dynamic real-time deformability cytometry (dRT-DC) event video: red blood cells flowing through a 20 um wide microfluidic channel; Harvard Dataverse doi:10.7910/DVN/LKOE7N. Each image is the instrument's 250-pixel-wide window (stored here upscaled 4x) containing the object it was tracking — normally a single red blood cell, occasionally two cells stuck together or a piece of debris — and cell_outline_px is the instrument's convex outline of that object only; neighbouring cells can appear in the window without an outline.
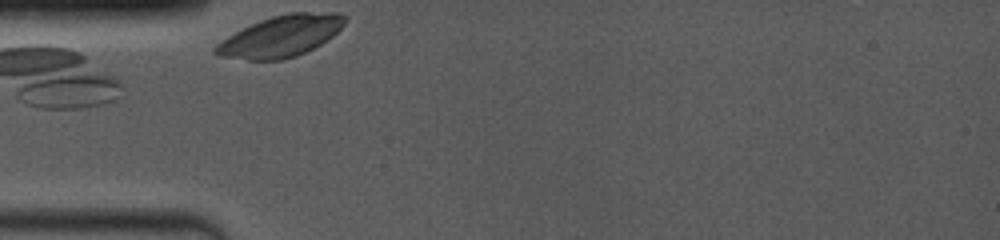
{"species": "common noctule bat (a hibernating species)", "species_latin": "Nyctalus noctula", "temperature_condition": "room temperature", "stored_images_in_passage": 11, "camera_frame_rate_fps": 4000, "um_per_image_px": 0.085, "animal": {"sex": "female", "body_mass_g": 19.0, "forearm_length_mm": 53.3}, "frame": {"image": 1, "passage_image": 1, "time_ms": 0.0, "image_size_px": [1000, 240], "cell_outline_px": [[348, 20], [328, 40], [296, 56], [280, 60], [248, 60], [220, 56], [212, 52], [212, 48], [216, 44], [228, 36], [260, 20], [272, 16], [288, 12], [340, 12], [348, 16]], "centroid_in_image_um": [23.9, 3.06], "position_along_channel_um": 61.1, "area_um2": 31.1}}
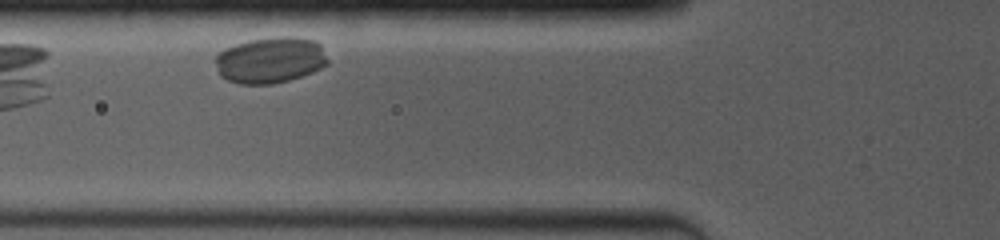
{"frame": {"image": 2, "passage_image": 5, "time_ms": 1.25, "image_size_px": [1000, 240], "cell_outline_px": [[328, 64], [312, 72], [288, 80], [272, 84], [240, 84], [228, 80], [220, 76], [216, 64], [216, 56], [220, 52], [236, 44], [248, 40], [276, 36], [292, 36], [316, 40], [320, 44], [328, 60]], "centroid_in_image_um": [22.99, 5.1], "position_along_channel_um": 102.8, "area_um2": 30.17}}
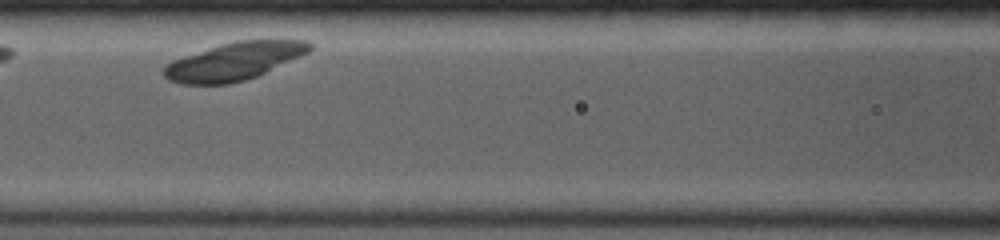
{"frame": {"image": 3, "passage_image": 10, "time_ms": 2.5, "image_size_px": [1000, 240], "cell_outline_px": [[312, 48], [308, 52], [300, 56], [256, 76], [244, 80], [228, 84], [180, 84], [168, 80], [164, 76], [164, 64], [172, 60], [220, 44], [236, 40], [308, 40], [312, 44]], "centroid_in_image_um": [19.87, 5.2], "position_along_channel_um": 146.7, "area_um2": 31.79}}